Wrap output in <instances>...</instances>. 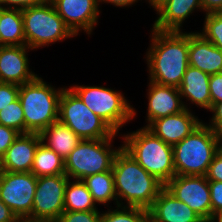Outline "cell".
Here are the masks:
<instances>
[{
	"mask_svg": "<svg viewBox=\"0 0 222 222\" xmlns=\"http://www.w3.org/2000/svg\"><path fill=\"white\" fill-rule=\"evenodd\" d=\"M150 46L144 53L148 79L179 87L189 66V31H158L150 28Z\"/></svg>",
	"mask_w": 222,
	"mask_h": 222,
	"instance_id": "obj_1",
	"label": "cell"
},
{
	"mask_svg": "<svg viewBox=\"0 0 222 222\" xmlns=\"http://www.w3.org/2000/svg\"><path fill=\"white\" fill-rule=\"evenodd\" d=\"M112 172L118 206L148 210L164 188L123 148L114 158Z\"/></svg>",
	"mask_w": 222,
	"mask_h": 222,
	"instance_id": "obj_2",
	"label": "cell"
},
{
	"mask_svg": "<svg viewBox=\"0 0 222 222\" xmlns=\"http://www.w3.org/2000/svg\"><path fill=\"white\" fill-rule=\"evenodd\" d=\"M119 138L123 141L122 148L164 186L176 175L173 146L162 141L147 127L123 133Z\"/></svg>",
	"mask_w": 222,
	"mask_h": 222,
	"instance_id": "obj_3",
	"label": "cell"
},
{
	"mask_svg": "<svg viewBox=\"0 0 222 222\" xmlns=\"http://www.w3.org/2000/svg\"><path fill=\"white\" fill-rule=\"evenodd\" d=\"M41 75L19 86L18 98L22 104L25 133L40 134L58 120L59 101L65 87H56Z\"/></svg>",
	"mask_w": 222,
	"mask_h": 222,
	"instance_id": "obj_4",
	"label": "cell"
},
{
	"mask_svg": "<svg viewBox=\"0 0 222 222\" xmlns=\"http://www.w3.org/2000/svg\"><path fill=\"white\" fill-rule=\"evenodd\" d=\"M218 150V134L203 121L173 146L176 175L205 176Z\"/></svg>",
	"mask_w": 222,
	"mask_h": 222,
	"instance_id": "obj_5",
	"label": "cell"
},
{
	"mask_svg": "<svg viewBox=\"0 0 222 222\" xmlns=\"http://www.w3.org/2000/svg\"><path fill=\"white\" fill-rule=\"evenodd\" d=\"M70 87L82 102L103 119L116 133L137 117L136 108L131 105L125 93L103 85L74 84Z\"/></svg>",
	"mask_w": 222,
	"mask_h": 222,
	"instance_id": "obj_6",
	"label": "cell"
},
{
	"mask_svg": "<svg viewBox=\"0 0 222 222\" xmlns=\"http://www.w3.org/2000/svg\"><path fill=\"white\" fill-rule=\"evenodd\" d=\"M115 133L111 138L98 140L81 139L75 149L64 159L65 174L69 179L83 180L93 174L112 169L116 154L122 148L115 146Z\"/></svg>",
	"mask_w": 222,
	"mask_h": 222,
	"instance_id": "obj_7",
	"label": "cell"
},
{
	"mask_svg": "<svg viewBox=\"0 0 222 222\" xmlns=\"http://www.w3.org/2000/svg\"><path fill=\"white\" fill-rule=\"evenodd\" d=\"M26 46L31 50L76 37L65 25L52 2L21 10Z\"/></svg>",
	"mask_w": 222,
	"mask_h": 222,
	"instance_id": "obj_8",
	"label": "cell"
},
{
	"mask_svg": "<svg viewBox=\"0 0 222 222\" xmlns=\"http://www.w3.org/2000/svg\"><path fill=\"white\" fill-rule=\"evenodd\" d=\"M58 120L68 126L81 139L111 138L116 133L103 119L91 111L68 86L64 87L60 97Z\"/></svg>",
	"mask_w": 222,
	"mask_h": 222,
	"instance_id": "obj_9",
	"label": "cell"
},
{
	"mask_svg": "<svg viewBox=\"0 0 222 222\" xmlns=\"http://www.w3.org/2000/svg\"><path fill=\"white\" fill-rule=\"evenodd\" d=\"M36 185L32 172H0V200L21 222H31Z\"/></svg>",
	"mask_w": 222,
	"mask_h": 222,
	"instance_id": "obj_10",
	"label": "cell"
},
{
	"mask_svg": "<svg viewBox=\"0 0 222 222\" xmlns=\"http://www.w3.org/2000/svg\"><path fill=\"white\" fill-rule=\"evenodd\" d=\"M66 174L37 177L31 222H56L64 212Z\"/></svg>",
	"mask_w": 222,
	"mask_h": 222,
	"instance_id": "obj_11",
	"label": "cell"
},
{
	"mask_svg": "<svg viewBox=\"0 0 222 222\" xmlns=\"http://www.w3.org/2000/svg\"><path fill=\"white\" fill-rule=\"evenodd\" d=\"M164 188L205 222L211 220V193L206 176L175 175Z\"/></svg>",
	"mask_w": 222,
	"mask_h": 222,
	"instance_id": "obj_12",
	"label": "cell"
},
{
	"mask_svg": "<svg viewBox=\"0 0 222 222\" xmlns=\"http://www.w3.org/2000/svg\"><path fill=\"white\" fill-rule=\"evenodd\" d=\"M65 25L77 37L83 33L90 37L99 24L101 9L97 0H50Z\"/></svg>",
	"mask_w": 222,
	"mask_h": 222,
	"instance_id": "obj_13",
	"label": "cell"
},
{
	"mask_svg": "<svg viewBox=\"0 0 222 222\" xmlns=\"http://www.w3.org/2000/svg\"><path fill=\"white\" fill-rule=\"evenodd\" d=\"M26 45L0 46V82L22 85L35 79L38 74L30 69Z\"/></svg>",
	"mask_w": 222,
	"mask_h": 222,
	"instance_id": "obj_14",
	"label": "cell"
},
{
	"mask_svg": "<svg viewBox=\"0 0 222 222\" xmlns=\"http://www.w3.org/2000/svg\"><path fill=\"white\" fill-rule=\"evenodd\" d=\"M147 86L146 125L143 127H148L158 118L174 115L185 109L178 87L160 85L150 80Z\"/></svg>",
	"mask_w": 222,
	"mask_h": 222,
	"instance_id": "obj_15",
	"label": "cell"
},
{
	"mask_svg": "<svg viewBox=\"0 0 222 222\" xmlns=\"http://www.w3.org/2000/svg\"><path fill=\"white\" fill-rule=\"evenodd\" d=\"M193 110L183 111L154 120L147 128L162 141L174 146L187 137L202 122Z\"/></svg>",
	"mask_w": 222,
	"mask_h": 222,
	"instance_id": "obj_16",
	"label": "cell"
},
{
	"mask_svg": "<svg viewBox=\"0 0 222 222\" xmlns=\"http://www.w3.org/2000/svg\"><path fill=\"white\" fill-rule=\"evenodd\" d=\"M157 18L152 28L158 31L183 32V24L193 13L202 12L200 0H164L155 9Z\"/></svg>",
	"mask_w": 222,
	"mask_h": 222,
	"instance_id": "obj_17",
	"label": "cell"
},
{
	"mask_svg": "<svg viewBox=\"0 0 222 222\" xmlns=\"http://www.w3.org/2000/svg\"><path fill=\"white\" fill-rule=\"evenodd\" d=\"M41 143L37 133L19 134L0 159L1 171L31 172L36 149Z\"/></svg>",
	"mask_w": 222,
	"mask_h": 222,
	"instance_id": "obj_18",
	"label": "cell"
},
{
	"mask_svg": "<svg viewBox=\"0 0 222 222\" xmlns=\"http://www.w3.org/2000/svg\"><path fill=\"white\" fill-rule=\"evenodd\" d=\"M150 222H205L184 202L175 198L165 188L148 209Z\"/></svg>",
	"mask_w": 222,
	"mask_h": 222,
	"instance_id": "obj_19",
	"label": "cell"
},
{
	"mask_svg": "<svg viewBox=\"0 0 222 222\" xmlns=\"http://www.w3.org/2000/svg\"><path fill=\"white\" fill-rule=\"evenodd\" d=\"M209 80L210 75L190 65L188 66L182 83L178 87L186 109L191 110V105H195L201 110H207L206 112L211 109Z\"/></svg>",
	"mask_w": 222,
	"mask_h": 222,
	"instance_id": "obj_20",
	"label": "cell"
},
{
	"mask_svg": "<svg viewBox=\"0 0 222 222\" xmlns=\"http://www.w3.org/2000/svg\"><path fill=\"white\" fill-rule=\"evenodd\" d=\"M189 65L208 75L222 73V50L196 30L189 32Z\"/></svg>",
	"mask_w": 222,
	"mask_h": 222,
	"instance_id": "obj_21",
	"label": "cell"
},
{
	"mask_svg": "<svg viewBox=\"0 0 222 222\" xmlns=\"http://www.w3.org/2000/svg\"><path fill=\"white\" fill-rule=\"evenodd\" d=\"M41 143L55 151L61 158L65 159L81 141L68 126L59 120L45 128L40 134Z\"/></svg>",
	"mask_w": 222,
	"mask_h": 222,
	"instance_id": "obj_22",
	"label": "cell"
},
{
	"mask_svg": "<svg viewBox=\"0 0 222 222\" xmlns=\"http://www.w3.org/2000/svg\"><path fill=\"white\" fill-rule=\"evenodd\" d=\"M82 181L99 208L101 205H104V208H109L112 201L113 205L118 206L112 169L93 174Z\"/></svg>",
	"mask_w": 222,
	"mask_h": 222,
	"instance_id": "obj_23",
	"label": "cell"
},
{
	"mask_svg": "<svg viewBox=\"0 0 222 222\" xmlns=\"http://www.w3.org/2000/svg\"><path fill=\"white\" fill-rule=\"evenodd\" d=\"M26 45L23 17L19 9L0 7V46Z\"/></svg>",
	"mask_w": 222,
	"mask_h": 222,
	"instance_id": "obj_24",
	"label": "cell"
},
{
	"mask_svg": "<svg viewBox=\"0 0 222 222\" xmlns=\"http://www.w3.org/2000/svg\"><path fill=\"white\" fill-rule=\"evenodd\" d=\"M82 180L69 179L65 188L64 211H99Z\"/></svg>",
	"mask_w": 222,
	"mask_h": 222,
	"instance_id": "obj_25",
	"label": "cell"
},
{
	"mask_svg": "<svg viewBox=\"0 0 222 222\" xmlns=\"http://www.w3.org/2000/svg\"><path fill=\"white\" fill-rule=\"evenodd\" d=\"M31 172L36 177L65 174L64 159L40 143L35 152Z\"/></svg>",
	"mask_w": 222,
	"mask_h": 222,
	"instance_id": "obj_26",
	"label": "cell"
},
{
	"mask_svg": "<svg viewBox=\"0 0 222 222\" xmlns=\"http://www.w3.org/2000/svg\"><path fill=\"white\" fill-rule=\"evenodd\" d=\"M114 208L111 205L105 212L102 211L100 222H150L147 209L129 206H115Z\"/></svg>",
	"mask_w": 222,
	"mask_h": 222,
	"instance_id": "obj_27",
	"label": "cell"
},
{
	"mask_svg": "<svg viewBox=\"0 0 222 222\" xmlns=\"http://www.w3.org/2000/svg\"><path fill=\"white\" fill-rule=\"evenodd\" d=\"M0 124L25 134L24 112L19 98L0 111Z\"/></svg>",
	"mask_w": 222,
	"mask_h": 222,
	"instance_id": "obj_28",
	"label": "cell"
},
{
	"mask_svg": "<svg viewBox=\"0 0 222 222\" xmlns=\"http://www.w3.org/2000/svg\"><path fill=\"white\" fill-rule=\"evenodd\" d=\"M202 30L197 31L206 40L222 50V12L204 14Z\"/></svg>",
	"mask_w": 222,
	"mask_h": 222,
	"instance_id": "obj_29",
	"label": "cell"
},
{
	"mask_svg": "<svg viewBox=\"0 0 222 222\" xmlns=\"http://www.w3.org/2000/svg\"><path fill=\"white\" fill-rule=\"evenodd\" d=\"M102 211H64L56 222H100Z\"/></svg>",
	"mask_w": 222,
	"mask_h": 222,
	"instance_id": "obj_30",
	"label": "cell"
},
{
	"mask_svg": "<svg viewBox=\"0 0 222 222\" xmlns=\"http://www.w3.org/2000/svg\"><path fill=\"white\" fill-rule=\"evenodd\" d=\"M19 85L0 82V111L18 98Z\"/></svg>",
	"mask_w": 222,
	"mask_h": 222,
	"instance_id": "obj_31",
	"label": "cell"
},
{
	"mask_svg": "<svg viewBox=\"0 0 222 222\" xmlns=\"http://www.w3.org/2000/svg\"><path fill=\"white\" fill-rule=\"evenodd\" d=\"M19 134L15 129L0 124V159Z\"/></svg>",
	"mask_w": 222,
	"mask_h": 222,
	"instance_id": "obj_32",
	"label": "cell"
},
{
	"mask_svg": "<svg viewBox=\"0 0 222 222\" xmlns=\"http://www.w3.org/2000/svg\"><path fill=\"white\" fill-rule=\"evenodd\" d=\"M211 193V218L212 215L222 209V182L208 181Z\"/></svg>",
	"mask_w": 222,
	"mask_h": 222,
	"instance_id": "obj_33",
	"label": "cell"
},
{
	"mask_svg": "<svg viewBox=\"0 0 222 222\" xmlns=\"http://www.w3.org/2000/svg\"><path fill=\"white\" fill-rule=\"evenodd\" d=\"M205 176L208 181L222 182V152L220 150L215 153Z\"/></svg>",
	"mask_w": 222,
	"mask_h": 222,
	"instance_id": "obj_34",
	"label": "cell"
},
{
	"mask_svg": "<svg viewBox=\"0 0 222 222\" xmlns=\"http://www.w3.org/2000/svg\"><path fill=\"white\" fill-rule=\"evenodd\" d=\"M50 0H1L0 7L3 9L23 10L27 7L42 5Z\"/></svg>",
	"mask_w": 222,
	"mask_h": 222,
	"instance_id": "obj_35",
	"label": "cell"
},
{
	"mask_svg": "<svg viewBox=\"0 0 222 222\" xmlns=\"http://www.w3.org/2000/svg\"><path fill=\"white\" fill-rule=\"evenodd\" d=\"M209 89L212 106L222 101V73L210 75Z\"/></svg>",
	"mask_w": 222,
	"mask_h": 222,
	"instance_id": "obj_36",
	"label": "cell"
},
{
	"mask_svg": "<svg viewBox=\"0 0 222 222\" xmlns=\"http://www.w3.org/2000/svg\"><path fill=\"white\" fill-rule=\"evenodd\" d=\"M209 112L212 113V117L209 122H205L211 129H213L217 134L222 133V101L215 103Z\"/></svg>",
	"mask_w": 222,
	"mask_h": 222,
	"instance_id": "obj_37",
	"label": "cell"
},
{
	"mask_svg": "<svg viewBox=\"0 0 222 222\" xmlns=\"http://www.w3.org/2000/svg\"><path fill=\"white\" fill-rule=\"evenodd\" d=\"M200 2L205 14L222 12V0H200Z\"/></svg>",
	"mask_w": 222,
	"mask_h": 222,
	"instance_id": "obj_38",
	"label": "cell"
},
{
	"mask_svg": "<svg viewBox=\"0 0 222 222\" xmlns=\"http://www.w3.org/2000/svg\"><path fill=\"white\" fill-rule=\"evenodd\" d=\"M0 222H21L13 211L0 200Z\"/></svg>",
	"mask_w": 222,
	"mask_h": 222,
	"instance_id": "obj_39",
	"label": "cell"
},
{
	"mask_svg": "<svg viewBox=\"0 0 222 222\" xmlns=\"http://www.w3.org/2000/svg\"><path fill=\"white\" fill-rule=\"evenodd\" d=\"M140 1L142 0H97V3H98L99 8L101 7L100 6L101 4L106 3L107 5L111 4L115 6L116 8L119 7V8L129 9V7H132V5L135 6Z\"/></svg>",
	"mask_w": 222,
	"mask_h": 222,
	"instance_id": "obj_40",
	"label": "cell"
},
{
	"mask_svg": "<svg viewBox=\"0 0 222 222\" xmlns=\"http://www.w3.org/2000/svg\"><path fill=\"white\" fill-rule=\"evenodd\" d=\"M209 222H222V209L215 212Z\"/></svg>",
	"mask_w": 222,
	"mask_h": 222,
	"instance_id": "obj_41",
	"label": "cell"
},
{
	"mask_svg": "<svg viewBox=\"0 0 222 222\" xmlns=\"http://www.w3.org/2000/svg\"><path fill=\"white\" fill-rule=\"evenodd\" d=\"M164 0H145L146 4H149L150 9L154 10Z\"/></svg>",
	"mask_w": 222,
	"mask_h": 222,
	"instance_id": "obj_42",
	"label": "cell"
},
{
	"mask_svg": "<svg viewBox=\"0 0 222 222\" xmlns=\"http://www.w3.org/2000/svg\"><path fill=\"white\" fill-rule=\"evenodd\" d=\"M218 138H219V150L222 152V133L218 134Z\"/></svg>",
	"mask_w": 222,
	"mask_h": 222,
	"instance_id": "obj_43",
	"label": "cell"
}]
</instances>
